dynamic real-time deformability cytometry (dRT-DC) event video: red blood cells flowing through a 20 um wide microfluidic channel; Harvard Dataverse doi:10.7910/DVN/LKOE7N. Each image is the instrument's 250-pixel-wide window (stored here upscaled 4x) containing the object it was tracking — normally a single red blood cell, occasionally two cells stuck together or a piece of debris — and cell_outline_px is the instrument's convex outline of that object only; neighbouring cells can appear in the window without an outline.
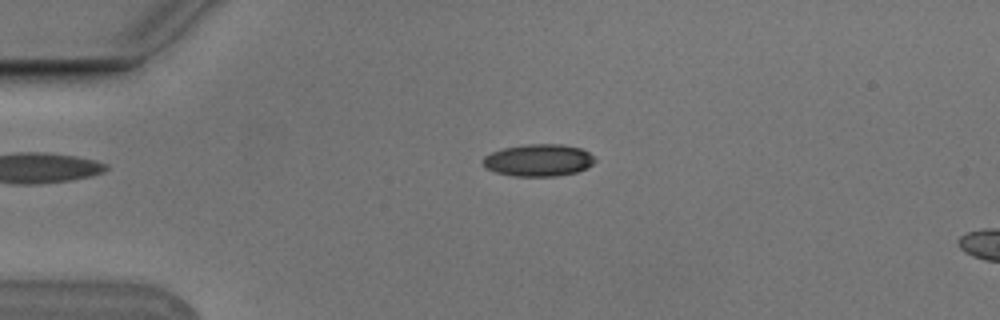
{"species": "Egyptian fruit bat (a non-hibernating species)", "species_latin": "Rousettus aegyptiacus", "temperature_condition": "cold", "stored_images_in_passage": 5, "camera_frame_rate_fps": 3000, "um_per_image_px": 0.085, "animal": {"sex": "male"}, "frame": {"image": 1, "passage_image": 5, "time_ms": 1.333, "image_size_px": [1000, 320], "cell_outline_px": [[596, 160], [588, 168], [576, 172], [556, 176], [512, 176], [496, 172], [484, 168], [480, 164], [480, 160], [484, 156], [492, 152], [504, 148], [528, 144], [564, 144], [580, 148], [588, 152]], "centroid_in_image_um": [45.73, 13.62], "position_along_channel_um": 39.3, "area_um2": 21.15}}